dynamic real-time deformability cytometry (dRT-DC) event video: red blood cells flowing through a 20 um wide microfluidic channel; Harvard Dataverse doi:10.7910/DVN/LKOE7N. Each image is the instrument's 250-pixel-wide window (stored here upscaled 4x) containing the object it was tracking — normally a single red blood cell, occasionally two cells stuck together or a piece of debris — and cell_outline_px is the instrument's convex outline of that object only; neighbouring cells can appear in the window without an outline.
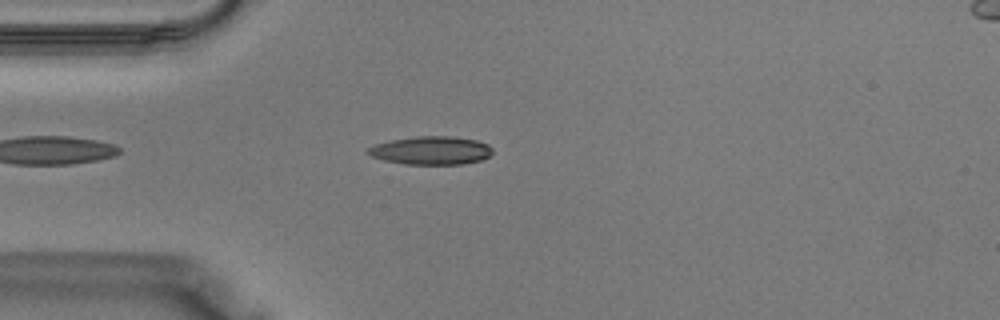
{"species": "Egyptian fruit bat (a non-hibernating species)", "species_latin": "Rousettus aegyptiacus", "temperature_condition": "warm", "stored_images_in_passage": 32, "camera_frame_rate_fps": 3000, "um_per_image_px": 0.085, "animal": {"sex": "male"}, "frame": {"image": 1, "passage_image": 5, "time_ms": 1.333, "image_size_px": [1000, 320], "cell_outline_px": [[492, 152], [488, 156], [480, 160], [464, 164], [404, 164], [384, 160], [372, 156], [368, 152], [368, 148], [376, 144], [392, 140], [416, 136], [452, 136], [476, 140], [488, 144], [492, 148]], "centroid_in_image_um": [36.67, 12.79], "position_along_channel_um": 48.3, "area_um2": 20.35}}
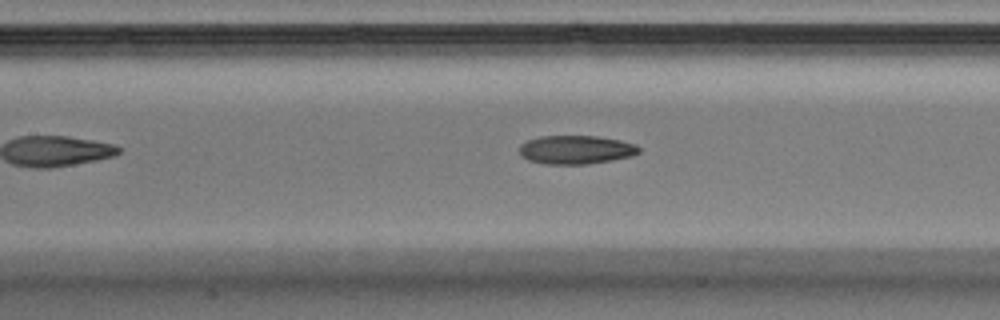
{"frame": {"image": 2, "passage_image": 12, "time_ms": 3.667, "image_size_px": [1000, 320], "cell_outline_px": [[640, 152], [632, 156], [612, 160], [588, 164], [544, 164], [528, 160], [520, 156], [520, 144], [528, 140], [540, 136], [596, 136], [620, 140], [636, 144], [640, 148]], "centroid_in_image_um": [48.95, 12.73], "position_along_channel_um": 158.4, "area_um2": 20.06}}
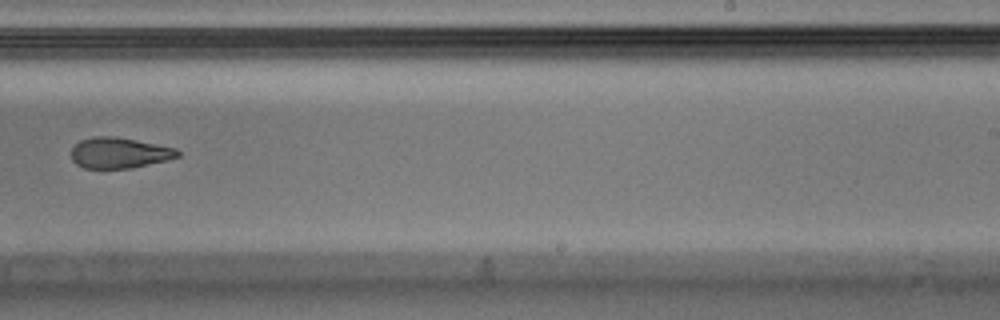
{"frame": {"image": 3, "passage_image": 19, "time_ms": 6.0, "image_size_px": [1000, 320], "cell_outline_px": [[180, 156], [168, 160], [132, 168], [84, 168], [76, 164], [72, 160], [72, 148], [80, 140], [92, 136], [116, 136], [176, 148], [180, 152]], "centroid_in_image_um": [10.15, 12.99], "position_along_channel_um": 278.9, "area_um2": 19.13}}